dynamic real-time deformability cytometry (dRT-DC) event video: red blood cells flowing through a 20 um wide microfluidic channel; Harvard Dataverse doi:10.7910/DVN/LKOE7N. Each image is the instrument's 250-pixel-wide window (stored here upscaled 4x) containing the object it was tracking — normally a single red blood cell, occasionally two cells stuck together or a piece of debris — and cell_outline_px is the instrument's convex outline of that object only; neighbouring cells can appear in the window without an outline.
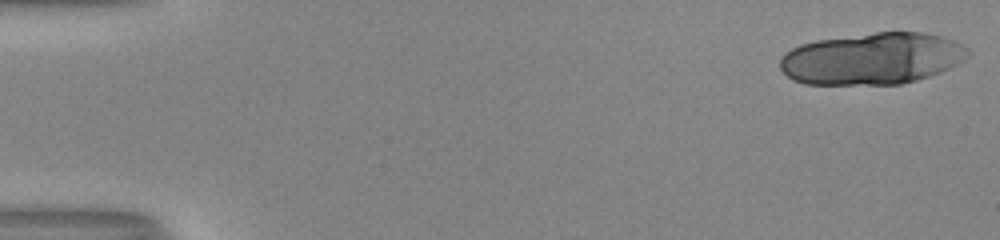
{"species": "human", "species_latin": "Homo sapiens", "temperature_condition": "room temperature", "stored_images_in_passage": 19, "camera_frame_rate_fps": 3000, "um_per_image_px": 0.085, "donor": {"sex": "male"}, "frame": {"image": 1, "passage_image": 1, "time_ms": 0.0, "image_size_px": [1000, 240], "cell_outline_px": [[968, 56], [964, 60], [940, 72], [916, 80], [900, 84], [804, 84], [792, 80], [780, 68], [780, 56], [784, 52], [800, 44], [816, 40], [876, 32], [920, 32], [940, 36], [952, 40], [968, 48]], "centroid_in_image_um": [74.09, 4.98], "position_along_channel_um": 10.9, "area_um2": 56.53}}